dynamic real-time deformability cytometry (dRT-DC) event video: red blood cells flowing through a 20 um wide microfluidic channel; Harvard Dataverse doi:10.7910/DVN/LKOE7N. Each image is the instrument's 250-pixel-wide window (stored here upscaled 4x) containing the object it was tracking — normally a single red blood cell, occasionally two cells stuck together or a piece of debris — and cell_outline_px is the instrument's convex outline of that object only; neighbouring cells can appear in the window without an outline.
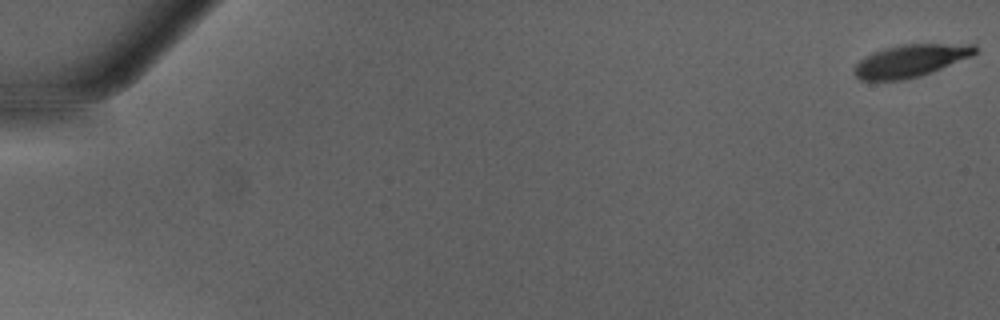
{"species": "Egyptian fruit bat (a non-hibernating species)", "species_latin": "Rousettus aegyptiacus", "temperature_condition": "warm", "stored_images_in_passage": 50, "camera_frame_rate_fps": 3000, "um_per_image_px": 0.085, "animal": {"sex": "male"}, "frame": {"image": 1, "passage_image": 1, "time_ms": 0.0, "image_size_px": [1000, 320], "cell_outline_px": [[980, 52], [972, 56], [932, 72], [920, 76], [904, 80], [860, 80], [852, 72], [856, 64], [860, 60], [872, 52], [884, 48], [904, 44], [976, 44], [980, 48]], "centroid_in_image_um": [77.44, 5.15], "position_along_channel_um": 7.6, "area_um2": 23.06}}
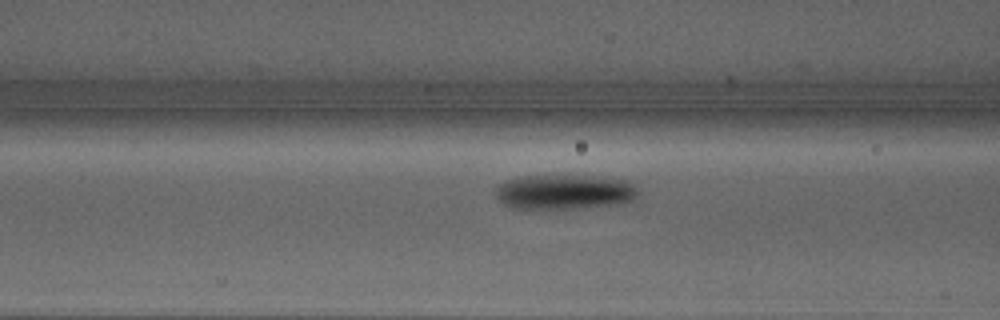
{"frame": {"image": 2, "passage_image": 22, "time_ms": 7.0, "image_size_px": [1000, 320], "cell_outline_px": [[640, 192], [632, 200], [620, 204], [588, 208], [512, 208], [504, 204], [496, 196], [496, 188], [504, 180], [520, 176], [600, 176], [628, 180]], "centroid_in_image_um": [48.01, 16.31], "position_along_channel_um": 118.6, "area_um2": 29.07}}
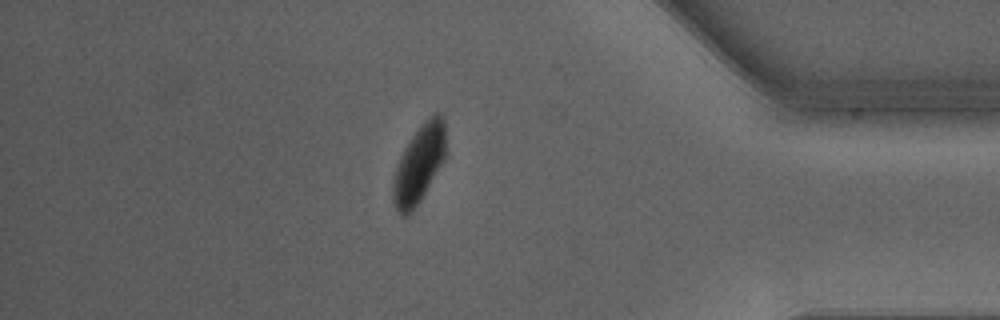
{"frame": {"image": 3, "passage_image": 44, "time_ms": 14.333, "image_size_px": [1000, 320], "cell_outline_px": [[444, 160], [424, 192], [416, 204], [404, 216], [396, 208], [392, 196], [392, 188], [396, 164], [404, 148], [420, 124], [424, 120], [436, 112], [440, 112], [444, 120]], "centroid_in_image_um": [35.6, 13.86], "position_along_channel_um": 399.6, "area_um2": 23.18}, "authors_computed_cell_mechanics": {"area_um2": 27.8885, "velocity_mm_per_s": 4.2227, "shape_relaxation_time_tau1_ms": 3.1391, "shape_relaxation_time_tau2_ms": null, "deformation_change_tau1": 0.1452, "deformation_change_tau2": null}}